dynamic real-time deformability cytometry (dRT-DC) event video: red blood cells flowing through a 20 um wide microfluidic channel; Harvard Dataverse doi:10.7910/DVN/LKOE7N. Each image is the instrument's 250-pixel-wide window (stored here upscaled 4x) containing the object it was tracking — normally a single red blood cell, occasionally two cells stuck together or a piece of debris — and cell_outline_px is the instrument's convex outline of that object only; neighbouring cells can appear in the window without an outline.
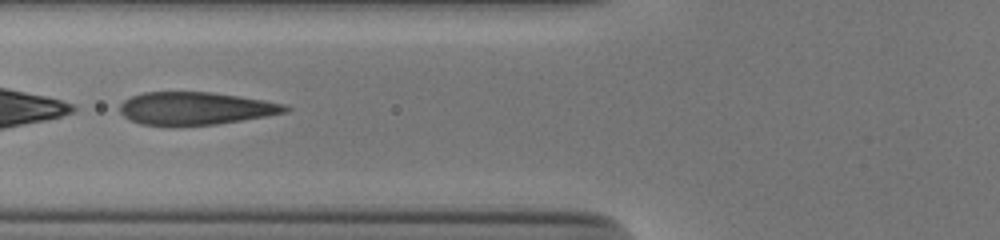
{"species": "human", "species_latin": "Homo sapiens", "temperature_condition": "cold", "stored_images_in_passage": 34, "segment_of_instrument_passage": [2, 2], "camera_frame_rate_fps": 3000, "um_per_image_px": 0.085, "donor": {"sex": "male"}, "frame": {"image": 1, "passage_image": 22, "time_ms": 7.0, "image_size_px": [1000, 240], "cell_outline_px": [[292, 108], [288, 112], [268, 116], [216, 124], [176, 128], [172, 128], [140, 124], [128, 120], [120, 112], [120, 104], [124, 100], [132, 96], [144, 92], [212, 92], [264, 100], [284, 104]], "centroid_in_image_um": [16.58, 9.25], "position_along_channel_um": 109.2, "area_um2": 32.37}}
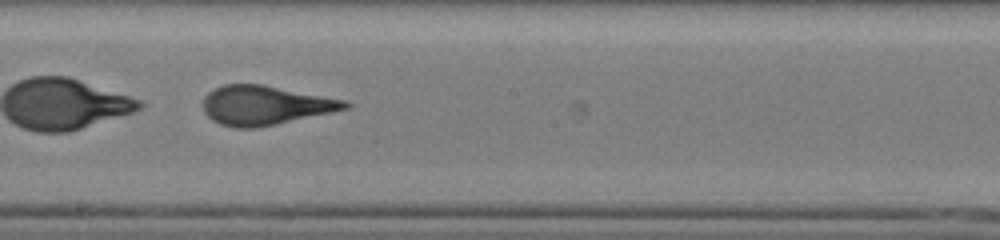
{"frame": {"image": 2, "passage_image": 31, "time_ms": 10.0, "image_size_px": [1000, 240], "cell_outline_px": [[352, 104], [348, 108], [332, 112], [276, 124], [256, 128], [236, 128], [220, 124], [212, 120], [204, 112], [204, 96], [208, 92], [224, 84], [260, 84], [348, 100]], "centroid_in_image_um": [22.55, 8.95], "position_along_channel_um": 225.7, "area_um2": 32.37}}